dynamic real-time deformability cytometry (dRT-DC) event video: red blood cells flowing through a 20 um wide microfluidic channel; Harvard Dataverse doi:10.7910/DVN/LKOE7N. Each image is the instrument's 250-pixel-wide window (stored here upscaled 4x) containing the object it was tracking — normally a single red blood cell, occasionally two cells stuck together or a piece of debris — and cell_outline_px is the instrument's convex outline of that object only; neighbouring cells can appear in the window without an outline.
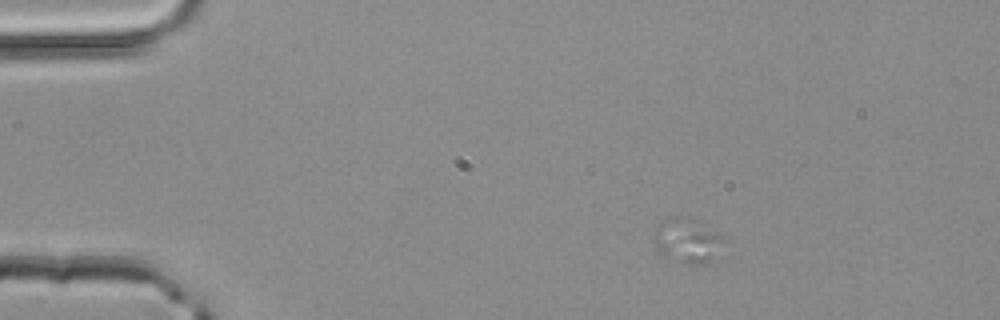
{"species": "common noctule bat (a hibernating species)", "species_latin": "Nyctalus noctula", "temperature_condition": "room temperature", "stored_images_in_passage": 2, "camera_frame_rate_fps": 3000, "um_per_image_px": 0.085, "animal": {"sex": "male", "body_mass_g": 20.4}, "frame": {"image": 1, "passage_image": 1, "time_ms": 0.0, "image_size_px": [1000, 320], "cell_outline_px": [[720, 236], [708, 260], [696, 264], [684, 264], [664, 256], [660, 252], [652, 236], [652, 232], [656, 228], [700, 228], [712, 232]], "centroid_in_image_um": [58.28, 20.74], "position_along_channel_um": 26.7, "area_um2": 13.53}}